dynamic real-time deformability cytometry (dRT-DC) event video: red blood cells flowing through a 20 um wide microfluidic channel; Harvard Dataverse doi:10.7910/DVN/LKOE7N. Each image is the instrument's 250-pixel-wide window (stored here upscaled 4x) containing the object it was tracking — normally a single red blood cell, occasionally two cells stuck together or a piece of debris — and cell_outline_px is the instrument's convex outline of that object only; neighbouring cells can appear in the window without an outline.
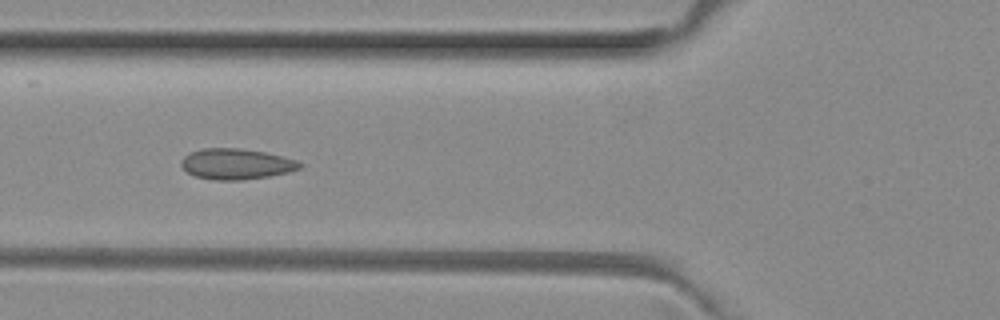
{"species": "common noctule bat (a hibernating species)", "species_latin": "Nyctalus noctula", "temperature_condition": "room temperature", "stored_images_in_passage": 4, "camera_frame_rate_fps": 3000, "um_per_image_px": 0.085, "animal": {"sex": "female", "body_mass_g": 29.2, "forearm_length_mm": 56.3}, "frame": {"image": 1, "passage_image": 2, "time_ms": 0.333, "image_size_px": [1000, 320], "cell_outline_px": [[304, 164], [300, 168], [288, 172], [268, 176], [244, 180], [216, 180], [196, 176], [188, 172], [180, 164], [180, 160], [188, 152], [204, 148], [240, 148], [264, 152], [296, 160]], "centroid_in_image_um": [20.06, 13.93], "position_along_channel_um": 105.7, "area_um2": 21.15}}
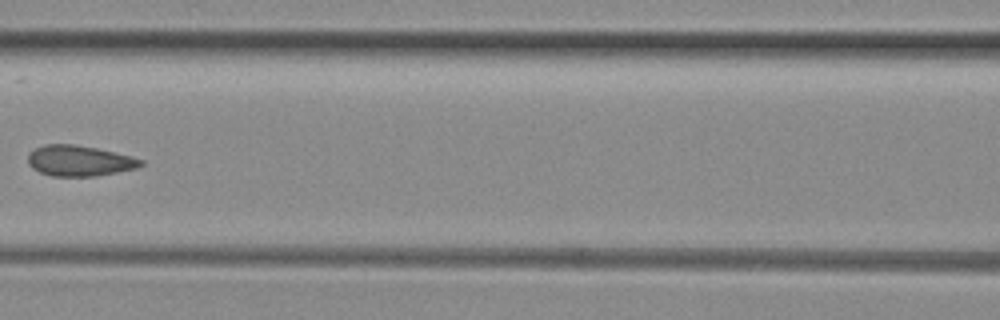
{"frame": {"image": 2, "passage_image": 3, "time_ms": 0.667, "image_size_px": [1000, 320], "cell_outline_px": [[144, 164], [136, 168], [96, 176], [52, 176], [40, 172], [32, 168], [28, 164], [28, 152], [44, 144], [76, 144], [96, 148], [132, 156], [144, 160]], "centroid_in_image_um": [6.73, 13.66], "position_along_channel_um": 159.9, "area_um2": 20.23}}
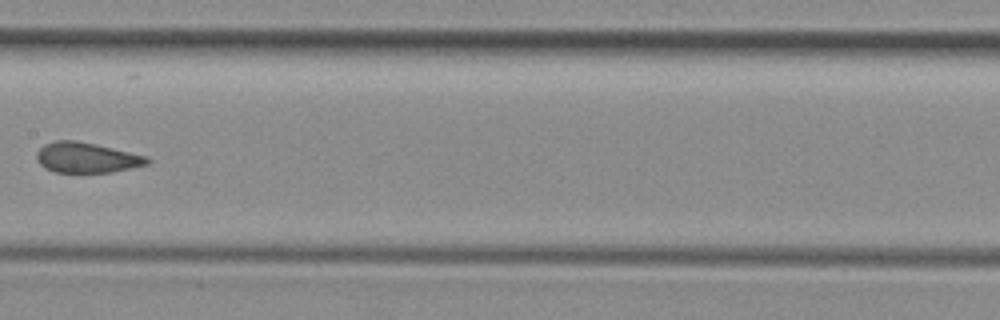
{"frame": {"image": 3, "passage_image": 4, "time_ms": 1.0, "image_size_px": [1000, 320], "cell_outline_px": [[152, 160], [148, 164], [132, 168], [112, 172], [52, 172], [44, 168], [36, 160], [36, 152], [44, 144], [56, 140], [76, 140], [96, 144], [148, 156]], "centroid_in_image_um": [7.36, 13.4], "position_along_channel_um": 200.0, "area_um2": 19.77}}